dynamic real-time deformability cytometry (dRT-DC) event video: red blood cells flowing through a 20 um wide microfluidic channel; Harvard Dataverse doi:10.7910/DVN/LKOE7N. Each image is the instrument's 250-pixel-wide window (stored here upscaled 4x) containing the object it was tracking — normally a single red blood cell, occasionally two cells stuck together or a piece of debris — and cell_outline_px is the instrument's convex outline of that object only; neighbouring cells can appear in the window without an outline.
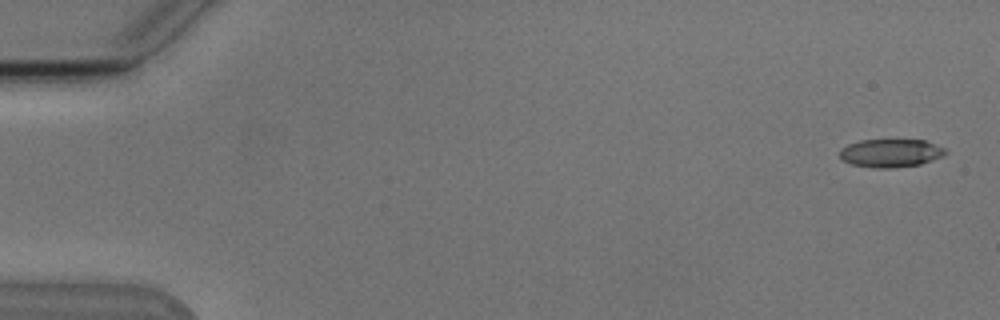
{"species": "Egyptian fruit bat (a non-hibernating species)", "species_latin": "Rousettus aegyptiacus", "temperature_condition": "cold", "stored_images_in_passage": 5, "camera_frame_rate_fps": 3000, "um_per_image_px": 0.085, "animal": {"sex": "male"}, "frame": {"image": 1, "passage_image": 1, "time_ms": 0.0, "image_size_px": [1000, 320], "cell_outline_px": [[948, 152], [940, 156], [920, 164], [888, 168], [876, 168], [852, 164], [844, 160], [840, 156], [840, 148], [848, 144], [860, 140], [924, 140], [944, 148]], "centroid_in_image_um": [75.67, 13.0], "position_along_channel_um": 9.3, "area_um2": 17.05}}
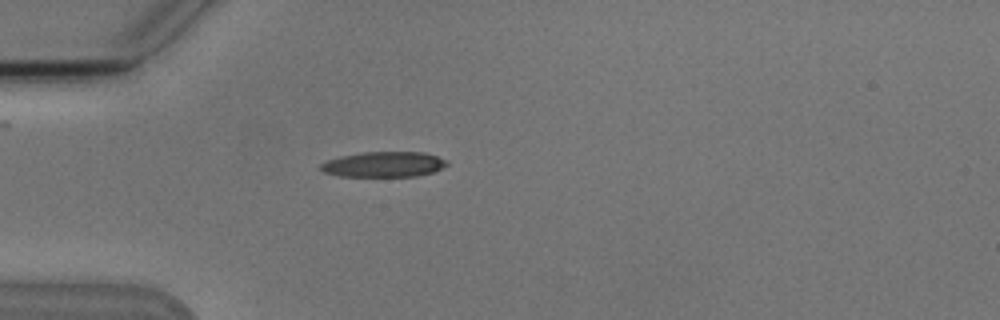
{"frame": {"image": 2, "passage_image": 5, "time_ms": 4.667, "image_size_px": [1000, 320], "cell_outline_px": [[448, 164], [432, 172], [416, 176], [340, 176], [324, 172], [320, 168], [320, 164], [328, 160], [340, 156], [364, 152], [424, 152], [448, 160]], "centroid_in_image_um": [32.62, 13.96], "position_along_channel_um": 52.4, "area_um2": 18.5}}